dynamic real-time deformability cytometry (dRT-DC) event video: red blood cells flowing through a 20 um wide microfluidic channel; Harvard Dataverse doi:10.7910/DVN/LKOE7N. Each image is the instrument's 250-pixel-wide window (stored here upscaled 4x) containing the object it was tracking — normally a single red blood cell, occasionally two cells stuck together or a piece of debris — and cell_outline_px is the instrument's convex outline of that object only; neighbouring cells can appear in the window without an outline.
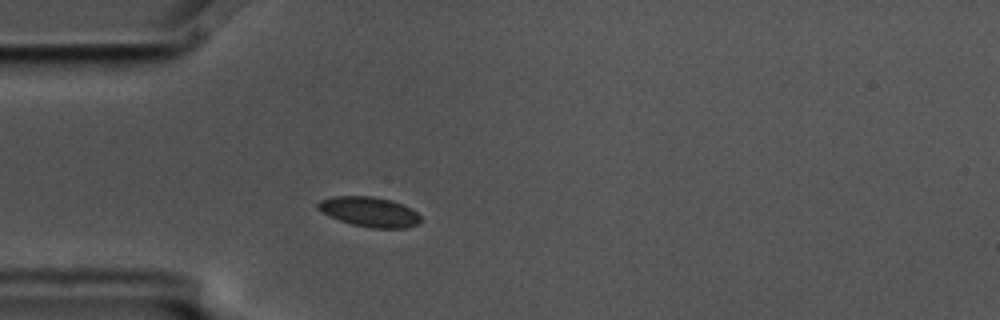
{"species": "common noctule bat (a hibernating species)", "species_latin": "Nyctalus noctula", "temperature_condition": "cold", "stored_images_in_passage": 2, "camera_frame_rate_fps": 3000, "um_per_image_px": 0.085, "animal": {"sex": "male", "body_mass_g": 17.5, "forearm_length_mm": 52.3}, "frame": {"image": 1, "passage_image": 2, "time_ms": 0.333, "image_size_px": [1000, 320], "cell_outline_px": [[420, 224], [408, 228], [372, 228], [352, 224], [340, 220], [316, 208], [316, 204], [320, 200], [332, 196], [372, 196], [392, 200], [404, 204], [412, 208], [420, 216]], "centroid_in_image_um": [31.44, 18.0], "position_along_channel_um": 53.6, "area_um2": 17.98}}